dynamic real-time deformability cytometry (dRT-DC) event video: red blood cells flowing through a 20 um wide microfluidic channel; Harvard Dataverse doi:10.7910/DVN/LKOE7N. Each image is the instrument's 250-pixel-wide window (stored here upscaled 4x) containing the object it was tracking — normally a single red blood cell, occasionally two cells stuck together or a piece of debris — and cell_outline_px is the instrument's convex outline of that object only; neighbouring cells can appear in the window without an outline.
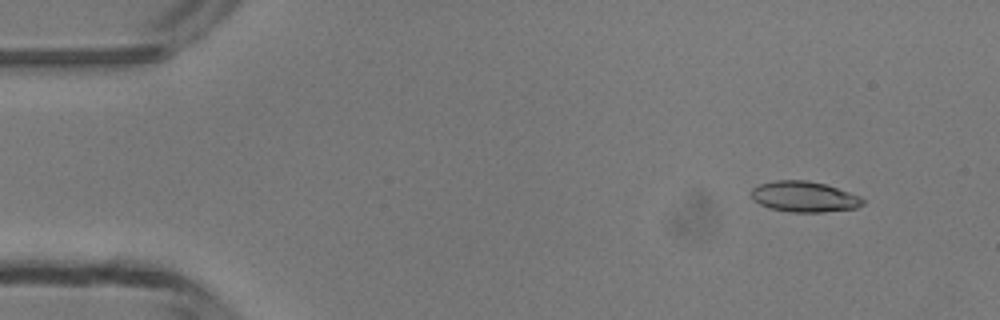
{"species": "common noctule bat (a hibernating species)", "species_latin": "Nyctalus noctula", "temperature_condition": "room temperature", "stored_images_in_passage": 14, "camera_frame_rate_fps": 3000, "um_per_image_px": 0.085, "animal": {"sex": "male", "body_mass_g": 13.3}, "frame": {"image": 1, "passage_image": 4, "time_ms": 1.0, "image_size_px": [1000, 320], "cell_outline_px": [[864, 204], [856, 208], [824, 212], [788, 212], [768, 208], [752, 200], [752, 188], [760, 184], [776, 180], [808, 180], [824, 184], [860, 196], [864, 200]], "centroid_in_image_um": [68.34, 16.73], "position_along_channel_um": 16.7, "area_um2": 19.94}}